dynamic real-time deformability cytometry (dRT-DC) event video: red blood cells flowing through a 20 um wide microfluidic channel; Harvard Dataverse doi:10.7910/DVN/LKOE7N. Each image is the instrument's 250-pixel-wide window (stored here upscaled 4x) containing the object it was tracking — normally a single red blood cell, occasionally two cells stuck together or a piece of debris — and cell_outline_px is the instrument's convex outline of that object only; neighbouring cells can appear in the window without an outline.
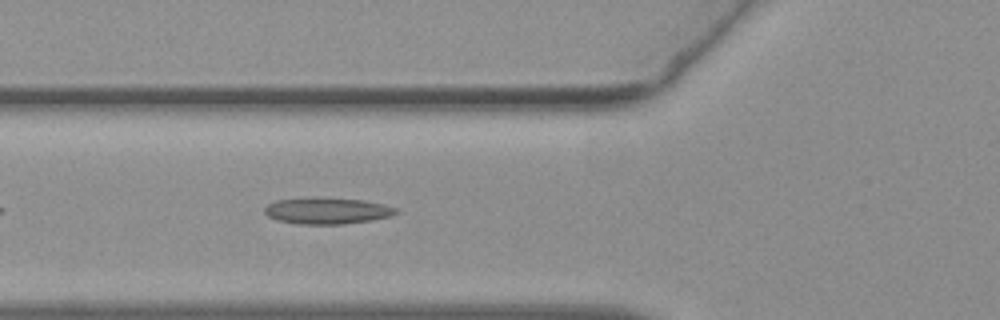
{"species": "common noctule bat (a hibernating species)", "species_latin": "Nyctalus noctula", "temperature_condition": "warm", "stored_images_in_passage": 36, "camera_frame_rate_fps": 3000, "um_per_image_px": 0.085, "animal": {"sex": "female", "body_mass_g": 19.3, "forearm_length_mm": 54.1}, "frame": {"image": 1, "passage_image": 7, "time_ms": 2.0, "image_size_px": [1000, 320], "cell_outline_px": [[396, 212], [388, 216], [372, 220], [340, 224], [296, 224], [276, 220], [268, 216], [264, 212], [264, 208], [268, 204], [276, 200], [316, 196], [364, 200], [384, 204], [396, 208]], "centroid_in_image_um": [27.74, 17.9], "position_along_channel_um": 98.1, "area_um2": 20.4}}
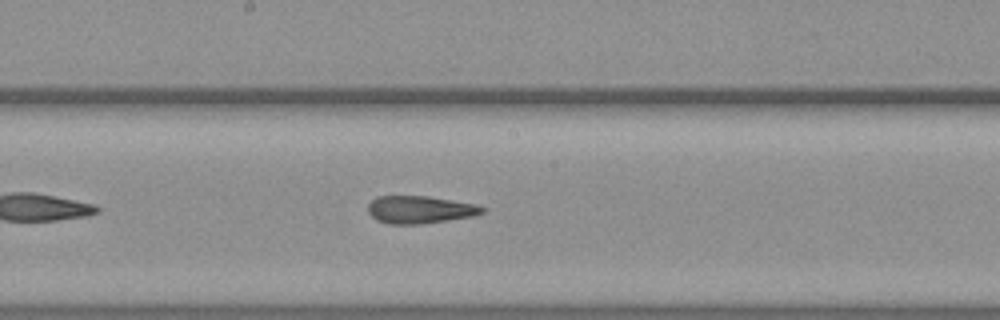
{"frame": {"image": 2, "passage_image": 16, "time_ms": 5.0, "image_size_px": [1000, 320], "cell_outline_px": [[488, 208], [484, 212], [472, 216], [448, 220], [420, 224], [388, 224], [376, 220], [368, 212], [368, 204], [376, 196], [428, 196], [480, 204]], "centroid_in_image_um": [35.73, 17.81], "position_along_channel_um": 212.5, "area_um2": 18.61}}
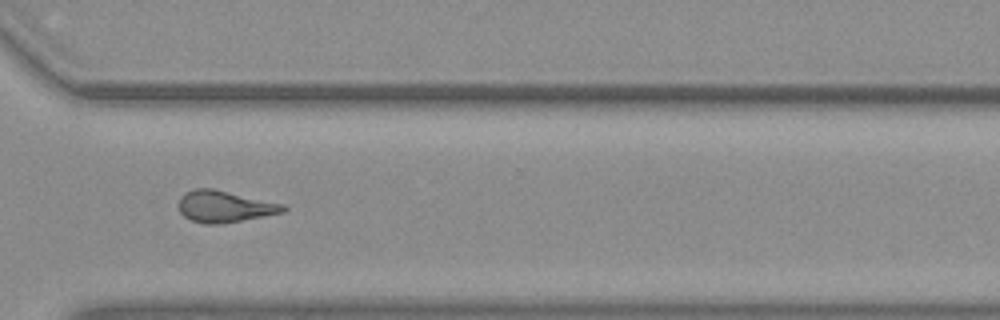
{"frame": {"image": 3, "passage_image": 27, "time_ms": 8.667, "image_size_px": [1000, 320], "cell_outline_px": [[288, 208], [284, 212], [220, 224], [204, 224], [192, 220], [184, 216], [180, 212], [180, 196], [184, 192], [196, 188], [212, 188], [284, 204]], "centroid_in_image_um": [19.08, 17.54], "position_along_channel_um": 351.5, "area_um2": 19.07}, "authors_computed_cell_mechanics": {"area_um2": 19.1318, "velocity_mm_per_s": 3.8037, "shape_relaxation_time_tau1_ms": null, "shape_relaxation_time_tau2_ms": 2.67, "deformation_change_tau1": null, "deformation_change_tau2": 0.1417}}